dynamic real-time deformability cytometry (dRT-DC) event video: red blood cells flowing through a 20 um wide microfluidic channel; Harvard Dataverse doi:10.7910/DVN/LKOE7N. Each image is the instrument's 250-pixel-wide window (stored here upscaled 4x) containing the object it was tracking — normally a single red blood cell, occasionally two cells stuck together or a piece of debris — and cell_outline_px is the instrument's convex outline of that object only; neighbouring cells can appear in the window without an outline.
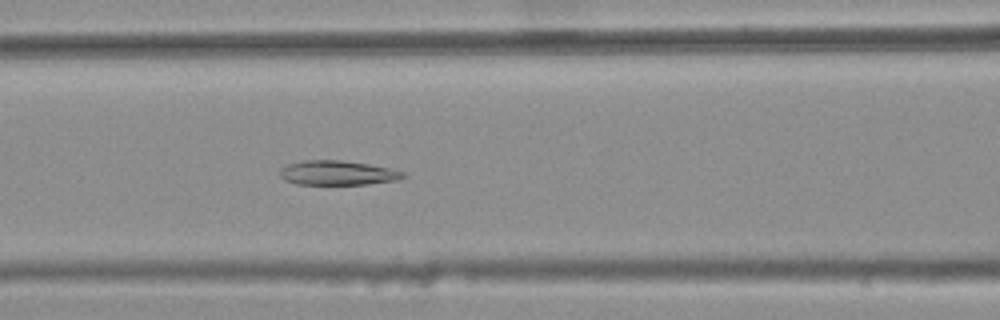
{"species": "common noctule bat (a hibernating species)", "species_latin": "Nyctalus noctula", "temperature_condition": "warm", "stored_images_in_passage": 46, "segment_of_instrument_passage": [2, 2], "camera_frame_rate_fps": 3000, "um_per_image_px": 0.085, "animal": {"sex": "female", "body_mass_g": 25.1}, "frame": {"image": 1, "passage_image": 23, "time_ms": 7.333, "image_size_px": [1000, 320], "cell_outline_px": [[408, 176], [400, 180], [368, 184], [296, 184], [284, 180], [280, 176], [280, 168], [288, 164], [304, 160], [340, 160], [368, 164], [388, 168], [404, 172]], "centroid_in_image_um": [28.7, 14.7], "position_along_channel_um": 137.9, "area_um2": 17.63}}
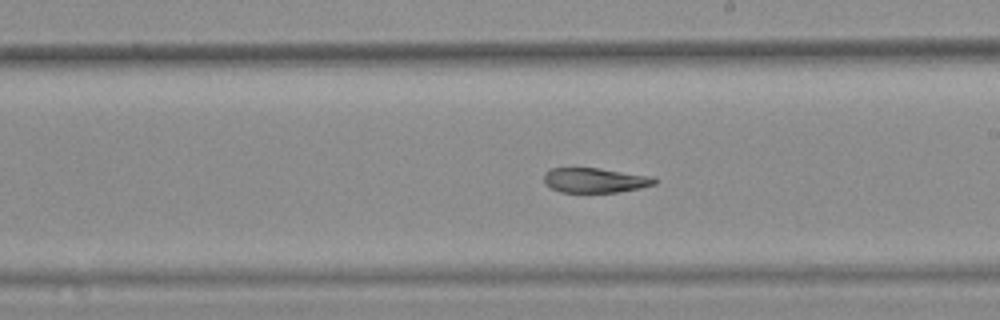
{"frame": {"image": 2, "passage_image": 31, "time_ms": 10.0, "image_size_px": [1000, 320], "cell_outline_px": [[656, 184], [640, 188], [620, 192], [560, 192], [544, 184], [544, 172], [552, 168], [600, 168], [652, 176], [656, 180]], "centroid_in_image_um": [50.57, 15.32], "position_along_channel_um": 238.4, "area_um2": 16.07}}
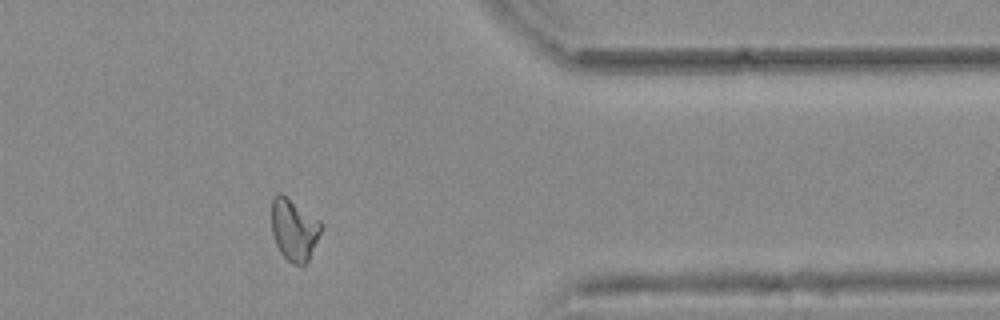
{"frame": {"image": 3, "passage_image": 44, "time_ms": 14.333, "image_size_px": [1000, 320], "cell_outline_px": [[324, 228], [308, 260], [304, 264], [292, 264], [280, 252], [276, 244], [272, 232], [272, 200], [276, 192], [280, 192], [320, 220], [324, 224]], "centroid_in_image_um": [25.02, 19.5], "position_along_channel_um": 386.4, "area_um2": 17.92}}